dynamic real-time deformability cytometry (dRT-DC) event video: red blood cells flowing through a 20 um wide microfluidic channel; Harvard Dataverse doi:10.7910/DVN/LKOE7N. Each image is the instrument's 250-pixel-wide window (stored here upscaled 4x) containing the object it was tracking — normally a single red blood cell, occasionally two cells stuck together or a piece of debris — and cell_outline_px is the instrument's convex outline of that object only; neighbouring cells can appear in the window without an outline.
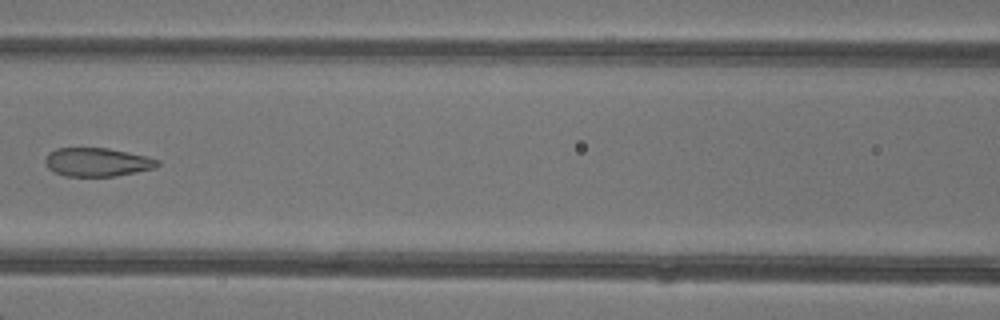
{"species": "common noctule bat (a hibernating species)", "species_latin": "Nyctalus noctula", "temperature_condition": "warm", "stored_images_in_passage": 6, "segment_of_instrument_passage": [1, 2], "camera_frame_rate_fps": 3000, "um_per_image_px": 0.085, "animal": {"sex": "female"}, "frame": {"image": 1, "passage_image": 4, "time_ms": 3.667, "image_size_px": [1000, 320], "cell_outline_px": [[160, 164], [152, 168], [136, 172], [116, 176], [64, 176], [48, 168], [44, 160], [48, 152], [56, 148], [108, 148], [128, 152], [160, 160]], "centroid_in_image_um": [8.23, 13.77], "position_along_channel_um": 158.4, "area_um2": 18.61}}
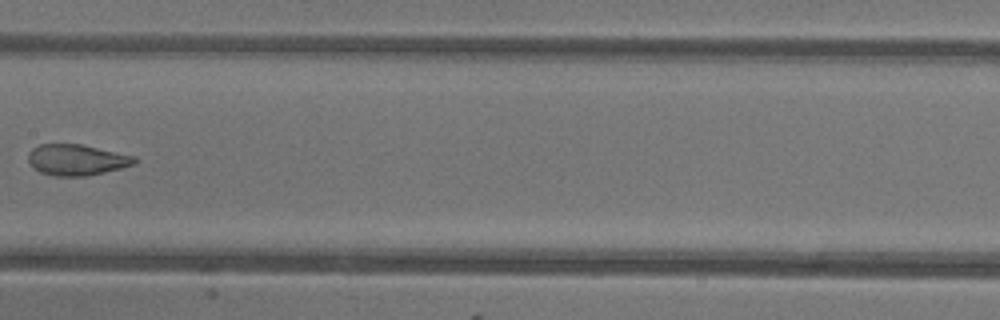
{"frame": {"image": 2, "passage_image": 5, "time_ms": 4.667, "image_size_px": [1000, 320], "cell_outline_px": [[136, 164], [104, 172], [84, 176], [52, 176], [40, 172], [28, 160], [28, 152], [32, 148], [40, 144], [80, 144], [136, 156]], "centroid_in_image_um": [6.52, 13.58], "position_along_channel_um": 200.9, "area_um2": 19.07}}